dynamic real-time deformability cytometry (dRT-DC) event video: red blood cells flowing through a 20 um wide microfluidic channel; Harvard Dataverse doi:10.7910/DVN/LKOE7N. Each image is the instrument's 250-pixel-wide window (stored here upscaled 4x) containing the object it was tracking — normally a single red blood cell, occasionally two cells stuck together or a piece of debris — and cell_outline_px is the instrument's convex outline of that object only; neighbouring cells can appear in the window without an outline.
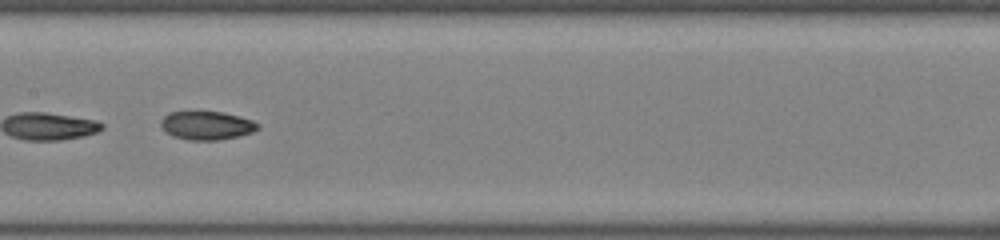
{"species": "common noctule bat (a hibernating species)", "species_latin": "Nyctalus noctula", "temperature_condition": "room temperature", "stored_images_in_passage": 50, "camera_frame_rate_fps": 3000, "um_per_image_px": 0.085, "animal": {"sex": "female", "body_mass_g": 22.0, "forearm_length_mm": 56.7}, "frame": {"image": 1, "passage_image": 30, "time_ms": 9.667, "image_size_px": [1000, 240], "cell_outline_px": [[260, 128], [252, 132], [240, 136], [216, 140], [188, 140], [172, 136], [160, 124], [160, 120], [168, 112], [220, 112], [240, 116], [252, 120], [260, 124]], "centroid_in_image_um": [17.59, 10.67], "position_along_channel_um": 189.8, "area_um2": 16.07}, "authors_computed_cell_mechanics": {"area_um2": 27.6862, "velocity_mm_per_s": 4.0863, "shape_relaxation_time_tau1_ms": 6.8212, "shape_relaxation_time_tau2_ms": 2.644, "deformation_change_tau1": 0.2145, "deformation_change_tau2": 0.0689}}